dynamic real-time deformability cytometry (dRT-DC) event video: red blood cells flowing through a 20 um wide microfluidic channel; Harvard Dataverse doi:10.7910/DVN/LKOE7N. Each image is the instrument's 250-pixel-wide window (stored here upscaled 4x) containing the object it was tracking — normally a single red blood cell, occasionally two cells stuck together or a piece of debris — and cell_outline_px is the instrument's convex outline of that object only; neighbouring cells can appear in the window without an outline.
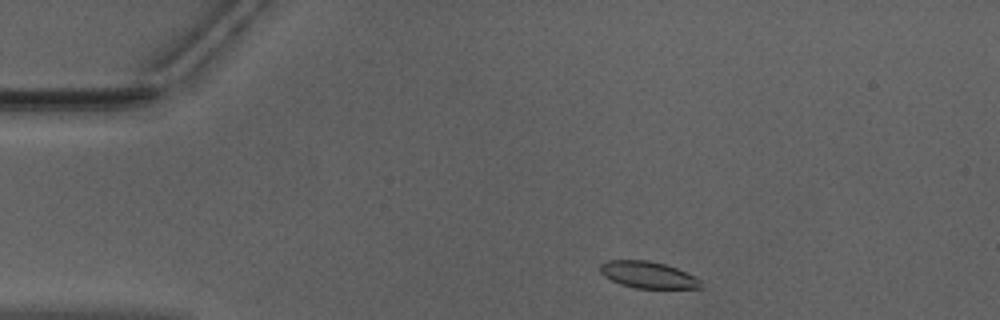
{"species": "Egyptian fruit bat (a non-hibernating species)", "species_latin": "Rousettus aegyptiacus", "temperature_condition": "warm", "stored_images_in_passage": 44, "camera_frame_rate_fps": 3000, "um_per_image_px": 0.085, "animal": {"sex": "male"}, "frame": {"image": 1, "passage_image": 2, "time_ms": 0.333, "image_size_px": [1000, 320], "cell_outline_px": [[704, 288], [636, 288], [620, 284], [604, 276], [600, 272], [600, 264], [608, 260], [648, 260], [664, 264], [676, 268], [696, 276], [700, 280]], "centroid_in_image_um": [55.09, 23.36], "position_along_channel_um": 29.9, "area_um2": 15.66}}
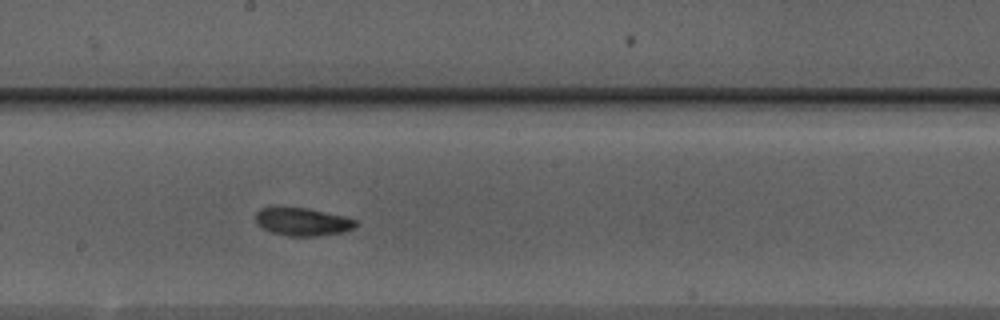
{"frame": {"image": 2, "passage_image": 21, "time_ms": 6.667, "image_size_px": [1000, 320], "cell_outline_px": [[356, 228], [340, 232], [320, 236], [288, 236], [272, 232], [260, 228], [256, 224], [256, 212], [260, 208], [272, 204], [276, 204], [308, 208], [344, 216], [356, 220]], "centroid_in_image_um": [25.62, 18.8], "position_along_channel_um": 222.6, "area_um2": 16.99}}
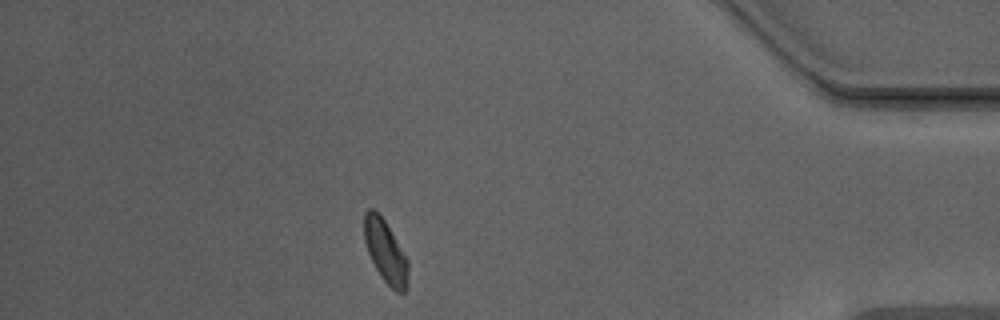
{"frame": {"image": 3, "passage_image": 38, "time_ms": 12.333, "image_size_px": [1000, 320], "cell_outline_px": [[408, 288], [404, 292], [396, 292], [380, 276], [368, 252], [364, 240], [364, 212], [368, 208], [372, 208], [384, 220], [408, 260]], "centroid_in_image_um": [32.77, 21.4], "position_along_channel_um": 402.4, "area_um2": 15.84}, "authors_computed_cell_mechanics": {"area_um2": 16.473, "velocity_mm_per_s": 3.9594, "shape_relaxation_time_tau1_ms": 6.5051, "shape_relaxation_time_tau2_ms": 2.5943, "deformation_change_tau1": 0.1569, "deformation_change_tau2": 0.0768}}